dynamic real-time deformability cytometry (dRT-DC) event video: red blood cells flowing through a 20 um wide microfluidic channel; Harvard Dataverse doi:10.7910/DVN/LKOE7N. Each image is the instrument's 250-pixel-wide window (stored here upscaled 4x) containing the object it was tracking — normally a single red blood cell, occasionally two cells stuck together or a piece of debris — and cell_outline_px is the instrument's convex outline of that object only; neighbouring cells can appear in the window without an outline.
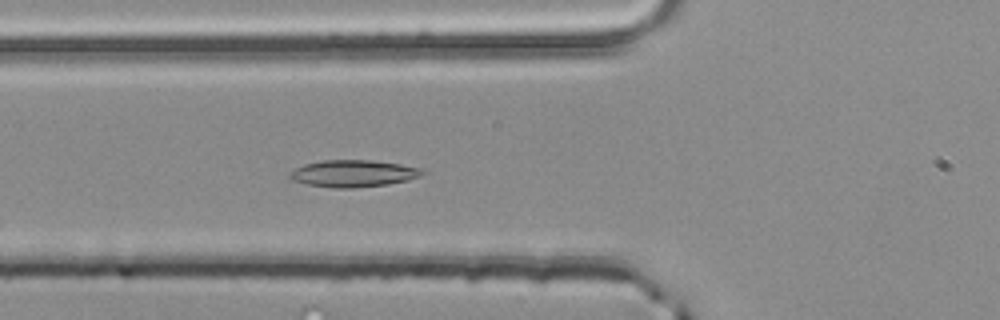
{"species": "common noctule bat (a hibernating species)", "species_latin": "Nyctalus noctula", "temperature_condition": "room temperature", "stored_images_in_passage": 35, "camera_frame_rate_fps": 3000, "um_per_image_px": 0.085, "animal": {"sex": "male", "body_mass_g": 20.4}, "frame": {"image": 1, "passage_image": 3, "time_ms": 0.667, "image_size_px": [1000, 320], "cell_outline_px": [[428, 172], [420, 176], [408, 180], [388, 184], [348, 188], [332, 188], [308, 184], [292, 180], [288, 176], [288, 172], [304, 164], [324, 160], [368, 160], [400, 164], [420, 168]], "centroid_in_image_um": [30.02, 14.74], "position_along_channel_um": 95.8, "area_um2": 20.75}}
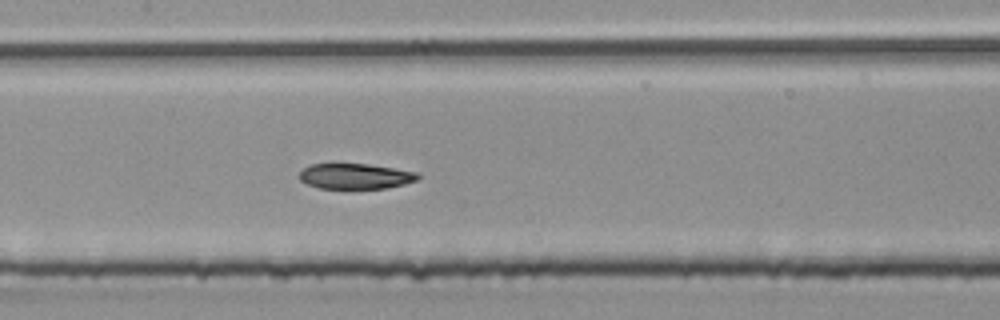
{"frame": {"image": 2, "passage_image": 9, "time_ms": 2.667, "image_size_px": [1000, 320], "cell_outline_px": [[420, 176], [416, 180], [404, 184], [388, 188], [320, 188], [308, 184], [300, 180], [300, 172], [304, 168], [312, 164], [336, 160], [368, 164], [416, 172]], "centroid_in_image_um": [30.14, 14.93], "position_along_channel_um": 177.3, "area_um2": 18.09}}
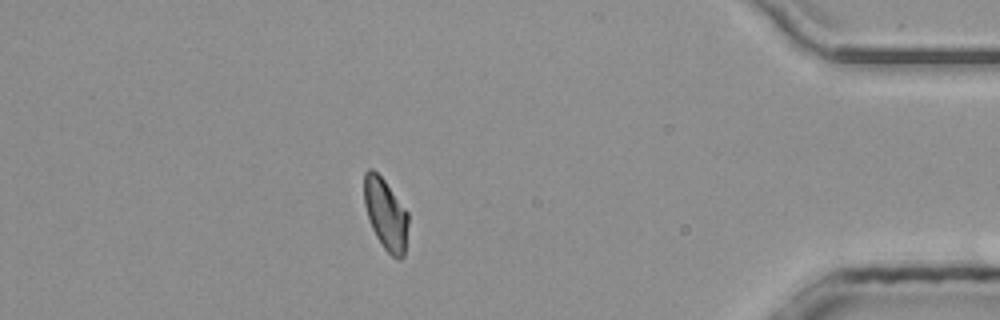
{"frame": {"image": 3, "passage_image": 29, "time_ms": 9.333, "image_size_px": [1000, 320], "cell_outline_px": [[408, 224], [404, 256], [400, 260], [396, 260], [380, 244], [372, 228], [364, 204], [364, 172], [368, 168], [372, 168], [384, 180], [408, 212]], "centroid_in_image_um": [32.78, 18.22], "position_along_channel_um": 402.4, "area_um2": 18.32}, "authors_computed_cell_mechanics": {"area_um2": 18.6694, "velocity_mm_per_s": 4.0441, "shape_relaxation_time_tau1_ms": null, "shape_relaxation_time_tau2_ms": 4.3425, "deformation_change_tau1": null, "deformation_change_tau2": 0.0861}}